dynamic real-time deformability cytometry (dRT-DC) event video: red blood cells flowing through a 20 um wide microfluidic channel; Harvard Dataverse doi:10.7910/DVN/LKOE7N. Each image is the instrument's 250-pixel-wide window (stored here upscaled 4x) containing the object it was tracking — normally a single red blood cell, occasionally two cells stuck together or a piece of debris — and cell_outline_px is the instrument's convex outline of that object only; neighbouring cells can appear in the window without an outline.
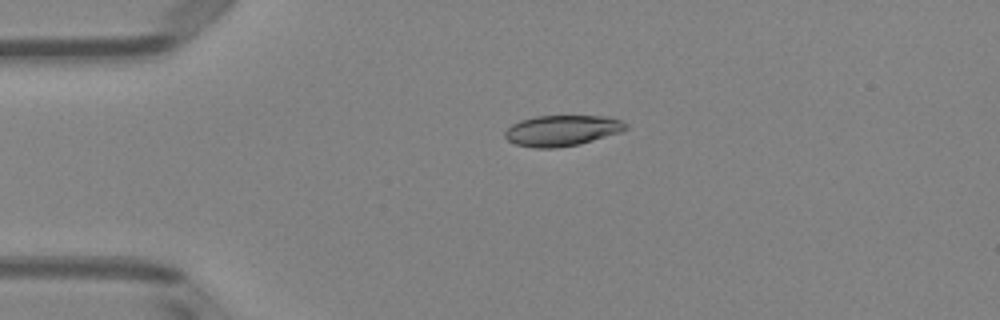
{"species": "Egyptian fruit bat (a non-hibernating species)", "species_latin": "Rousettus aegyptiacus", "temperature_condition": "room temperature", "stored_images_in_passage": 42, "camera_frame_rate_fps": 3000, "um_per_image_px": 0.085, "animal": {"sex": "female"}, "frame": {"image": 1, "passage_image": 3, "time_ms": 0.667, "image_size_px": [1000, 320], "cell_outline_px": [[628, 128], [620, 132], [580, 144], [556, 148], [532, 148], [516, 144], [508, 140], [504, 136], [504, 132], [512, 124], [520, 120], [536, 116], [608, 116], [620, 120], [628, 124]], "centroid_in_image_um": [47.77, 11.1], "position_along_channel_um": 37.2, "area_um2": 21.73}}
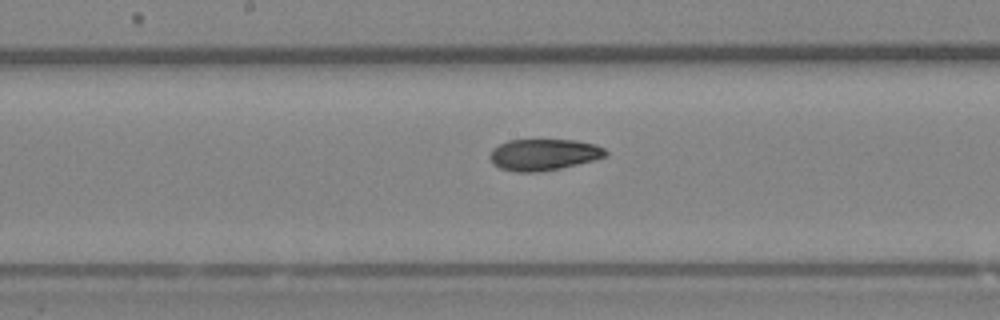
{"frame": {"image": 2, "passage_image": 18, "time_ms": 5.667, "image_size_px": [1000, 320], "cell_outline_px": [[608, 156], [560, 168], [536, 172], [516, 172], [500, 168], [492, 164], [488, 156], [492, 148], [508, 140], [576, 140], [596, 144], [604, 148], [608, 152]], "centroid_in_image_um": [46.19, 13.14], "position_along_channel_um": 202.0, "area_um2": 21.27}}
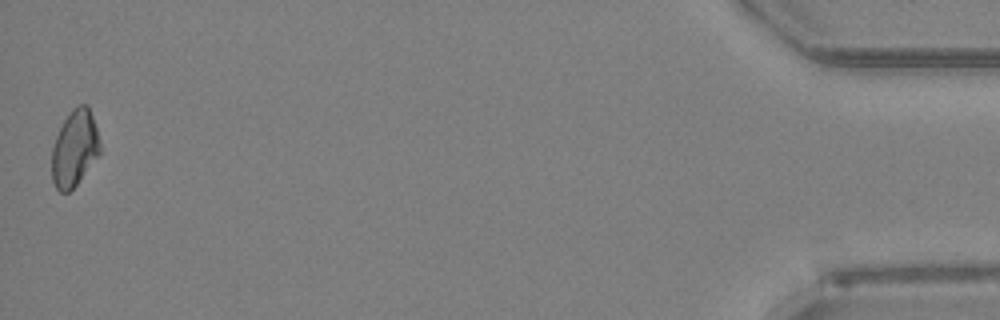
{"frame": {"image": 3, "passage_image": 42, "time_ms": 13.667, "image_size_px": [1000, 320], "cell_outline_px": [[100, 152], [76, 184], [68, 192], [60, 192], [56, 188], [52, 180], [52, 148], [56, 136], [64, 120], [72, 108], [80, 104], [88, 104], [100, 140]], "centroid_in_image_um": [6.33, 12.58], "position_along_channel_um": 428.9, "area_um2": 21.1}, "authors_computed_cell_mechanics": {"area_um2": 21.5016, "velocity_mm_per_s": 3.9896, "shape_relaxation_time_tau1_ms": null, "shape_relaxation_time_tau2_ms": 2.4281, "deformation_change_tau1": null, "deformation_change_tau2": 0.0748}}